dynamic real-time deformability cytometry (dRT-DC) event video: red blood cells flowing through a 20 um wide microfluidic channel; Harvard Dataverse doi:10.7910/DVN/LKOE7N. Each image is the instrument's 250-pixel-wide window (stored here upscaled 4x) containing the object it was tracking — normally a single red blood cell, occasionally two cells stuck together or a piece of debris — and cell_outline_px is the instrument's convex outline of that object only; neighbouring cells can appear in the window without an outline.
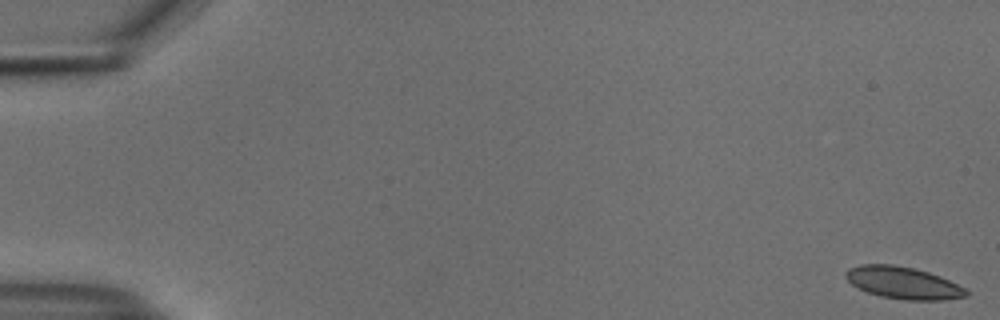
{"species": "common noctule bat (a hibernating species)", "species_latin": "Nyctalus noctula", "temperature_condition": "cold", "stored_images_in_passage": 18, "camera_frame_rate_fps": 3000, "um_per_image_px": 0.085, "animal": {"sex": "male", "body_mass_g": 18.8}, "frame": {"image": 1, "passage_image": 1, "time_ms": 0.0, "image_size_px": [1000, 320], "cell_outline_px": [[968, 296], [944, 300], [908, 300], [880, 296], [868, 292], [852, 284], [844, 276], [844, 272], [848, 268], [860, 264], [892, 264], [912, 268], [928, 272], [940, 276], [964, 288], [968, 292]], "centroid_in_image_um": [76.74, 24.03], "position_along_channel_um": 8.3, "area_um2": 22.37}}
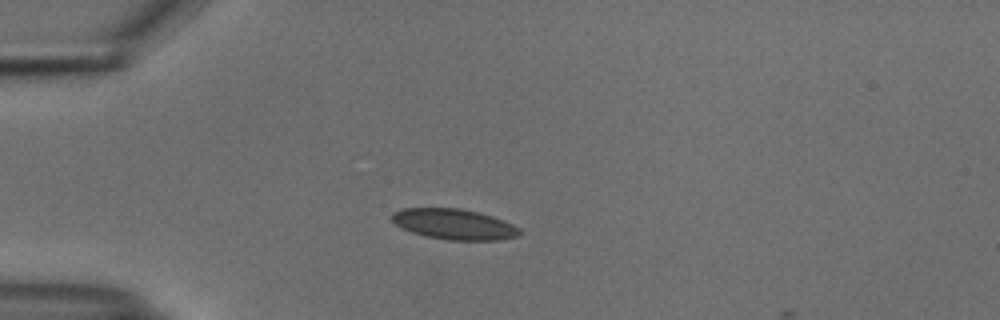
{"frame": {"image": 2, "passage_image": 15, "time_ms": 4.667, "image_size_px": [1000, 320], "cell_outline_px": [[520, 236], [500, 240], [448, 240], [428, 236], [412, 232], [396, 224], [392, 220], [392, 216], [400, 208], [460, 208], [480, 212], [504, 220], [520, 228]], "centroid_in_image_um": [38.66, 19.05], "position_along_channel_um": 46.3, "area_um2": 22.66}}